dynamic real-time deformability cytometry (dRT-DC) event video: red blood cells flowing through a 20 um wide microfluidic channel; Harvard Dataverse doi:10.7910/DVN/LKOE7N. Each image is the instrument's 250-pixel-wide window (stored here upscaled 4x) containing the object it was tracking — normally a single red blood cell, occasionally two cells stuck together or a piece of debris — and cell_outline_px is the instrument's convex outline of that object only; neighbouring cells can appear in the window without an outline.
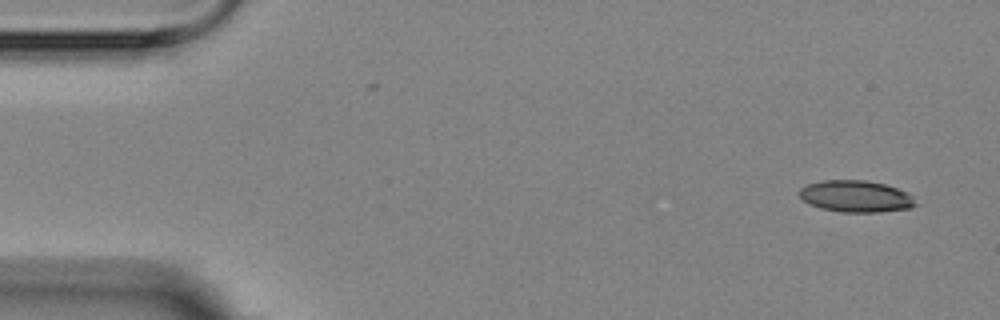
{"species": "Egyptian fruit bat (a non-hibernating species)", "species_latin": "Rousettus aegyptiacus", "temperature_condition": "room temperature", "stored_images_in_passage": 2, "camera_frame_rate_fps": 3000, "um_per_image_px": 0.085, "animal": {"sex": "female"}, "frame": {"image": 1, "passage_image": 2, "time_ms": 1.0, "image_size_px": [1000, 320], "cell_outline_px": [[920, 204], [912, 208], [880, 212], [844, 212], [820, 208], [808, 204], [800, 196], [800, 188], [808, 184], [824, 180], [864, 180], [884, 184], [908, 192]], "centroid_in_image_um": [72.8, 16.69], "position_along_channel_um": 12.2, "area_um2": 21.56}}